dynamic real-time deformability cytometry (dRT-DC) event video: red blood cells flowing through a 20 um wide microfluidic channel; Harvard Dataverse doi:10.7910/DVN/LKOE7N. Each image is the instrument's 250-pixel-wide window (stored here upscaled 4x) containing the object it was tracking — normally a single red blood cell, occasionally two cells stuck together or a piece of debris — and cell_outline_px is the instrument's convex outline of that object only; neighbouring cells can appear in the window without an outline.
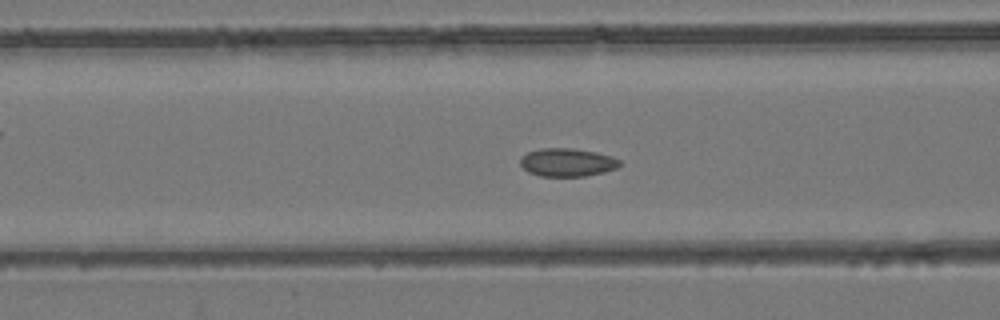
{"species": "common noctule bat (a hibernating species)", "species_latin": "Nyctalus noctula", "temperature_condition": "room temperature", "stored_images_in_passage": 41, "camera_frame_rate_fps": 3000, "um_per_image_px": 0.085, "animal": {"sex": "female", "body_mass_g": 24.6, "forearm_length_mm": 56.2}, "frame": {"image": 1, "passage_image": 9, "time_ms": 2.667, "image_size_px": [1000, 320], "cell_outline_px": [[620, 164], [616, 168], [604, 172], [584, 176], [540, 176], [528, 172], [520, 164], [520, 156], [528, 152], [540, 148], [572, 148], [596, 152], [612, 156], [620, 160]], "centroid_in_image_um": [48.19, 13.79], "position_along_channel_um": 118.4, "area_um2": 16.36}}
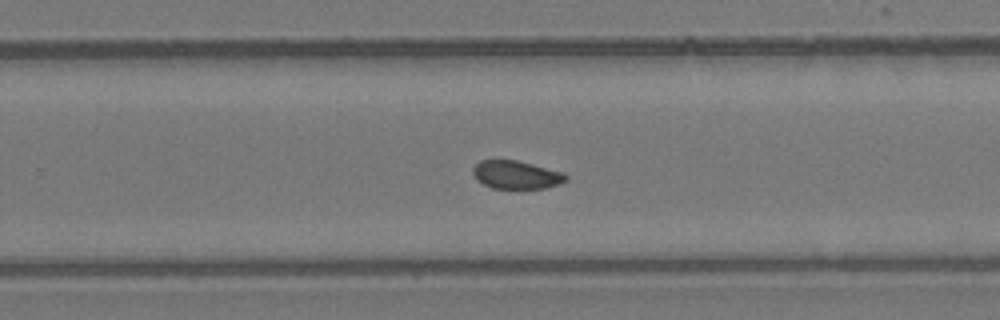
{"frame": {"image": 2, "passage_image": 22, "time_ms": 7.0, "image_size_px": [1000, 320], "cell_outline_px": [[568, 180], [560, 184], [544, 188], [492, 188], [476, 180], [472, 172], [472, 168], [480, 160], [516, 160], [564, 172], [568, 176]], "centroid_in_image_um": [43.89, 14.85], "position_along_channel_um": 285.9, "area_um2": 15.32}}
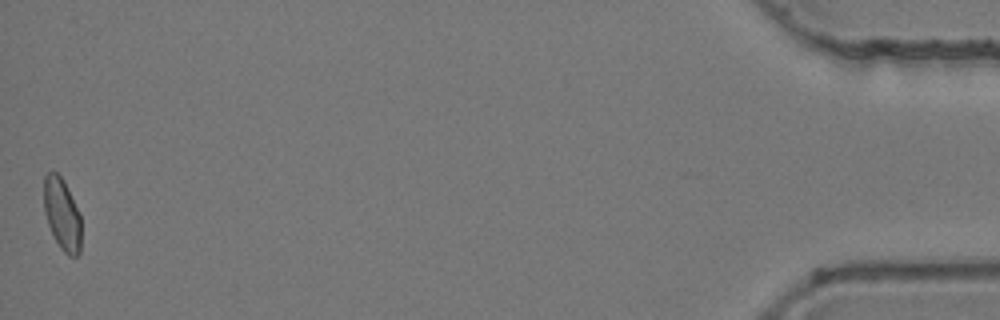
{"frame": {"image": 3, "passage_image": 41, "time_ms": 13.333, "image_size_px": [1000, 320], "cell_outline_px": [[80, 252], [76, 256], [68, 256], [60, 248], [48, 224], [44, 212], [44, 176], [48, 172], [56, 172], [64, 180], [80, 212]], "centroid_in_image_um": [5.28, 18.19], "position_along_channel_um": 429.9, "area_um2": 15.66}, "authors_computed_cell_mechanics": {"area_um2": 15.9528, "velocity_mm_per_s": 3.8831, "shape_relaxation_time_tau1_ms": null, "shape_relaxation_time_tau2_ms": 1.4246, "deformation_change_tau1": null, "deformation_change_tau2": 0.0356}}